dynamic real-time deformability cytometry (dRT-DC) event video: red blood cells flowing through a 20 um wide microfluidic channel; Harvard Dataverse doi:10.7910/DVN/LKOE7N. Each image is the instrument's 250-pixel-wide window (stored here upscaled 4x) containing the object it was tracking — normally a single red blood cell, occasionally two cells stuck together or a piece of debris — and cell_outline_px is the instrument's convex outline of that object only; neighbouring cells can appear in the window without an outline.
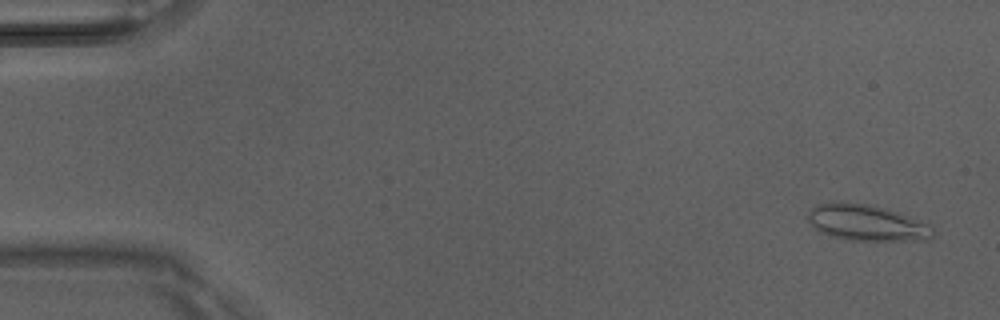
{"species": "Egyptian fruit bat (a non-hibernating species)", "species_latin": "Rousettus aegyptiacus", "temperature_condition": "room temperature", "stored_images_in_passage": 8, "camera_frame_rate_fps": 3000, "um_per_image_px": 0.085, "animal": {"sex": "male"}, "frame": {"image": 1, "passage_image": 1, "time_ms": 0.0, "image_size_px": [1000, 320], "cell_outline_px": [[932, 236], [928, 240], [848, 240], [828, 236], [812, 228], [808, 220], [808, 212], [816, 204], [832, 200], [840, 200], [872, 204], [932, 224]], "centroid_in_image_um": [73.59, 18.91], "position_along_channel_um": 11.4, "area_um2": 26.88}}
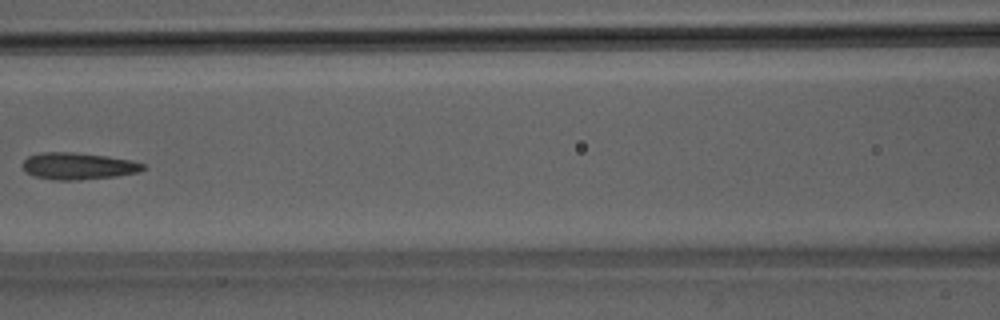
{"frame": {"image": 2, "passage_image": 7, "time_ms": 2.0, "image_size_px": [1000, 320], "cell_outline_px": [[148, 168], [136, 172], [116, 176], [80, 180], [52, 180], [36, 176], [24, 172], [20, 164], [28, 156], [44, 152], [72, 152], [108, 156], [132, 160], [144, 164]], "centroid_in_image_um": [6.62, 14.11], "position_along_channel_um": 160.0, "area_um2": 19.02}}